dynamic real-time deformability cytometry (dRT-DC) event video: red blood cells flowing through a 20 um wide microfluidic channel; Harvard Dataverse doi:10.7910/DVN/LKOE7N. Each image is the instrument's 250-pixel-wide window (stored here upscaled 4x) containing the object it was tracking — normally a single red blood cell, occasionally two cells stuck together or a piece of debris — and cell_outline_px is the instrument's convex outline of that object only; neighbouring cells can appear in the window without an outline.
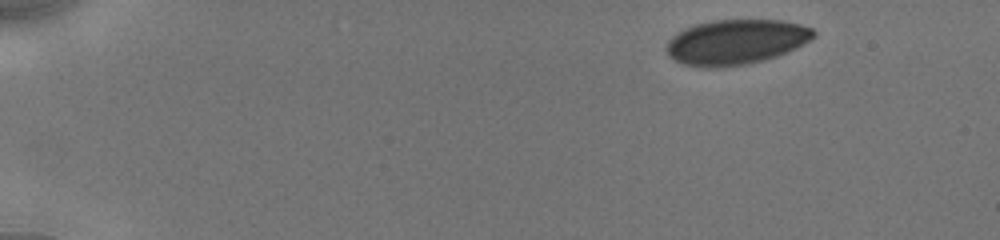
{"species": "human", "species_latin": "Homo sapiens", "temperature_condition": "cold", "stored_images_in_passage": 46, "camera_frame_rate_fps": 3000, "um_per_image_px": 0.085, "donor": {"sex": "male"}, "frame": {"image": 1, "passage_image": 1, "time_ms": 0.0, "image_size_px": [1000, 240], "cell_outline_px": [[816, 36], [812, 40], [788, 52], [764, 60], [748, 64], [720, 68], [704, 68], [680, 64], [668, 56], [668, 40], [672, 36], [684, 28], [696, 24], [712, 20], [784, 20], [800, 24], [812, 28], [816, 32]], "centroid_in_image_um": [62.57, 3.58], "position_along_channel_um": 22.4, "area_um2": 39.07}}
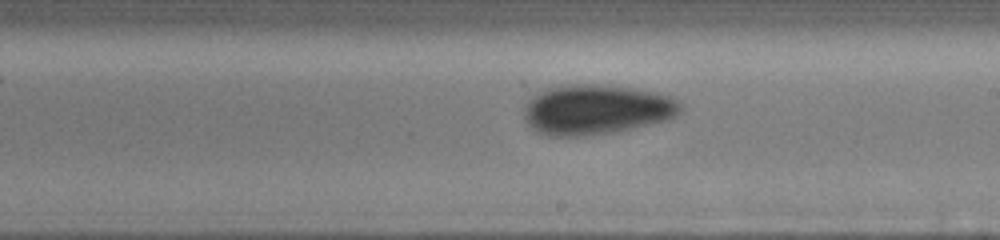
{"frame": {"image": 2, "passage_image": 25, "time_ms": 8.667, "image_size_px": [1000, 240], "cell_outline_px": [[684, 108], [676, 116], [668, 120], [620, 132], [580, 136], [548, 136], [536, 132], [524, 120], [524, 104], [532, 96], [548, 88], [560, 84], [604, 84], [632, 88], [672, 96], [684, 104]], "centroid_in_image_um": [50.71, 9.32], "position_along_channel_um": 238.3, "area_um2": 46.47}}
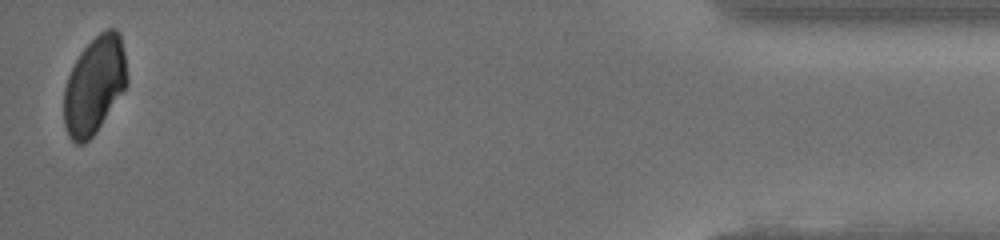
{"frame": {"image": 3, "passage_image": 46, "time_ms": 15.333, "image_size_px": [1000, 240], "cell_outline_px": [[128, 84], [96, 132], [84, 144], [76, 144], [68, 136], [64, 124], [64, 88], [68, 76], [80, 52], [100, 32], [108, 28], [116, 28], [120, 32], [124, 52], [128, 76]], "centroid_in_image_um": [8.04, 7.24], "position_along_channel_um": 427.2, "area_um2": 35.84}, "authors_computed_cell_mechanics": {"area_um2": 42.5119, "velocity_mm_per_s": 3.9099, "shape_relaxation_time_tau1_ms": 4.4084, "shape_relaxation_time_tau2_ms": null, "deformation_change_tau1": 0.0759, "deformation_change_tau2": null}}